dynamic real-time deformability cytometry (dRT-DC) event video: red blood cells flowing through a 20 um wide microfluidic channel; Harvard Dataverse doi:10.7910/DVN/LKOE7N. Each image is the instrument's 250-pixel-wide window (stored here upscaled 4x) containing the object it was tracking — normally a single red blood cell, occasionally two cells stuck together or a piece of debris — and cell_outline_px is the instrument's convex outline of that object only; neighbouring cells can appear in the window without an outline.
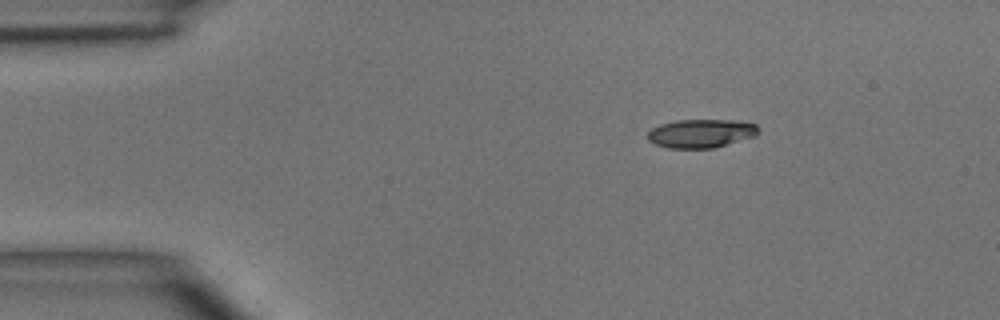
{"species": "common noctule bat (a hibernating species)", "species_latin": "Nyctalus noctula", "temperature_condition": "room temperature", "stored_images_in_passage": 2, "camera_frame_rate_fps": 3000, "um_per_image_px": 0.085, "animal": {"sex": "male", "body_mass_g": 15.6}, "frame": {"image": 1, "passage_image": 1, "time_ms": 0.0, "image_size_px": [1000, 320], "cell_outline_px": [[760, 132], [756, 136], [712, 148], [672, 148], [656, 144], [648, 140], [648, 132], [652, 128], [660, 124], [676, 120], [732, 120], [756, 124], [760, 128]], "centroid_in_image_um": [59.62, 11.33], "position_along_channel_um": 25.4, "area_um2": 18.38}}